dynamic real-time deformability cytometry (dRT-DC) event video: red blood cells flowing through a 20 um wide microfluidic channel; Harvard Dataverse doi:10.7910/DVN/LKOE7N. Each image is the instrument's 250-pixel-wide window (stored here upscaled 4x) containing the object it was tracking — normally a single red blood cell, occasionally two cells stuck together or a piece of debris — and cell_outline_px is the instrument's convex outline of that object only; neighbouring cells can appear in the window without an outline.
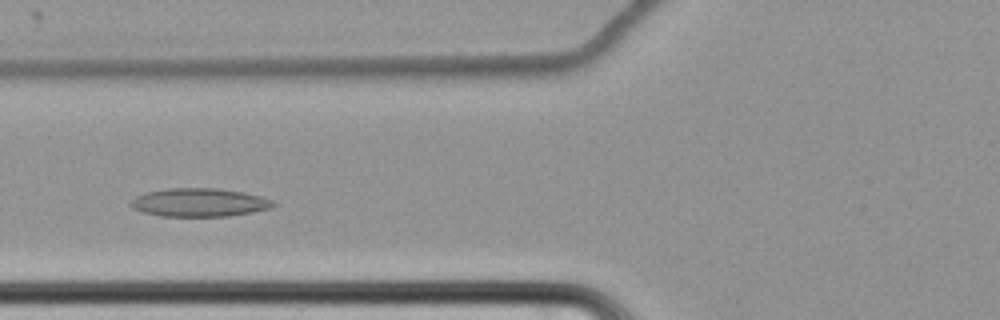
{"species": "common noctule bat (a hibernating species)", "species_latin": "Nyctalus noctula", "temperature_condition": "cold", "stored_images_in_passage": 55, "camera_frame_rate_fps": 3000, "um_per_image_px": 0.085, "animal": {"sex": "female", "body_mass_g": 22.7, "forearm_length_mm": 54.2}, "frame": {"image": 1, "passage_image": 19, "time_ms": 6.0, "image_size_px": [1000, 320], "cell_outline_px": [[276, 204], [272, 208], [252, 212], [228, 216], [160, 216], [144, 212], [132, 208], [128, 204], [136, 196], [144, 192], [168, 188], [216, 188], [244, 192], [260, 196], [272, 200]], "centroid_in_image_um": [16.93, 17.2], "position_along_channel_um": 108.9, "area_um2": 23.64}}
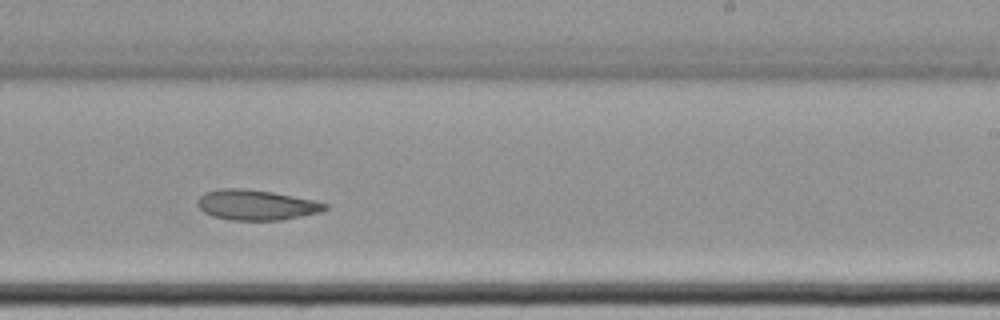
{"frame": {"image": 2, "passage_image": 33, "time_ms": 10.667, "image_size_px": [1000, 320], "cell_outline_px": [[328, 208], [320, 212], [280, 220], [228, 220], [212, 216], [204, 212], [196, 204], [196, 200], [204, 192], [220, 188], [248, 188], [272, 192], [312, 200], [328, 204]], "centroid_in_image_um": [21.72, 17.41], "position_along_channel_um": 267.3, "area_um2": 22.54}}
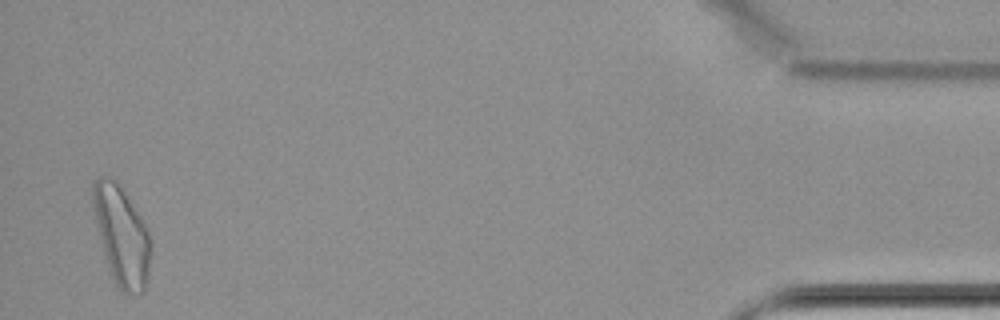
{"frame": {"image": 3, "passage_image": 54, "time_ms": 17.667, "image_size_px": [1000, 320], "cell_outline_px": [[152, 244], [148, 280], [144, 292], [124, 292], [116, 284], [108, 268], [104, 256], [100, 240], [92, 204], [92, 184], [100, 176], [112, 176], [120, 184], [136, 208], [148, 232]], "centroid_in_image_um": [10.34, 19.99], "position_along_channel_um": 424.9, "area_um2": 33.52}, "authors_computed_cell_mechanics": {"area_um2": 24.9118, "velocity_mm_per_s": 3.3945, "shape_relaxation_time_tau1_ms": null, "shape_relaxation_time_tau2_ms": 9.4288, "deformation_change_tau1": null, "deformation_change_tau2": 0.1147}}